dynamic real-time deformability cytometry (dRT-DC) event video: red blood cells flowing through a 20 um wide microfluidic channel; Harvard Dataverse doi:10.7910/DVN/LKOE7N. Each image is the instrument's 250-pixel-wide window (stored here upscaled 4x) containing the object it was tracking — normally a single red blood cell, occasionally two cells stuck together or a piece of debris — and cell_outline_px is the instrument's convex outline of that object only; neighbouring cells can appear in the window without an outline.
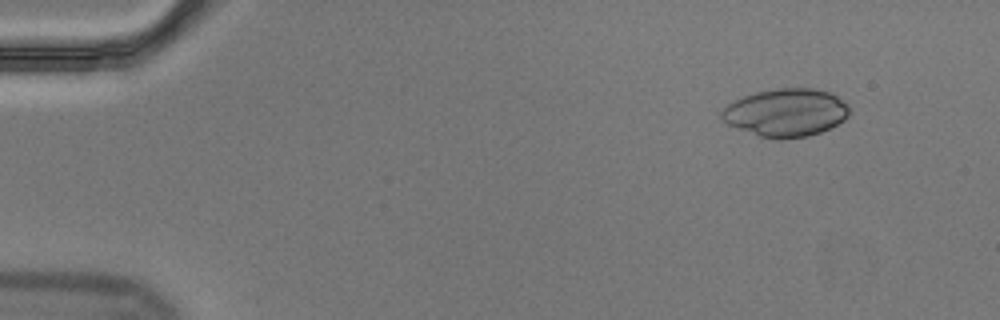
{"species": "Egyptian fruit bat (a non-hibernating species)", "species_latin": "Rousettus aegyptiacus", "temperature_condition": "cold", "stored_images_in_passage": 52, "camera_frame_rate_fps": 3000, "um_per_image_px": 0.085, "animal": {"sex": "male"}, "frame": {"image": 1, "passage_image": 1, "time_ms": 0.0, "image_size_px": [1000, 320], "cell_outline_px": [[848, 116], [844, 120], [820, 132], [808, 136], [780, 140], [776, 140], [760, 136], [728, 124], [720, 116], [720, 112], [728, 104], [744, 96], [756, 92], [776, 88], [816, 88], [832, 92], [848, 104]], "centroid_in_image_um": [66.82, 9.56], "position_along_channel_um": 18.2, "area_um2": 35.66}}